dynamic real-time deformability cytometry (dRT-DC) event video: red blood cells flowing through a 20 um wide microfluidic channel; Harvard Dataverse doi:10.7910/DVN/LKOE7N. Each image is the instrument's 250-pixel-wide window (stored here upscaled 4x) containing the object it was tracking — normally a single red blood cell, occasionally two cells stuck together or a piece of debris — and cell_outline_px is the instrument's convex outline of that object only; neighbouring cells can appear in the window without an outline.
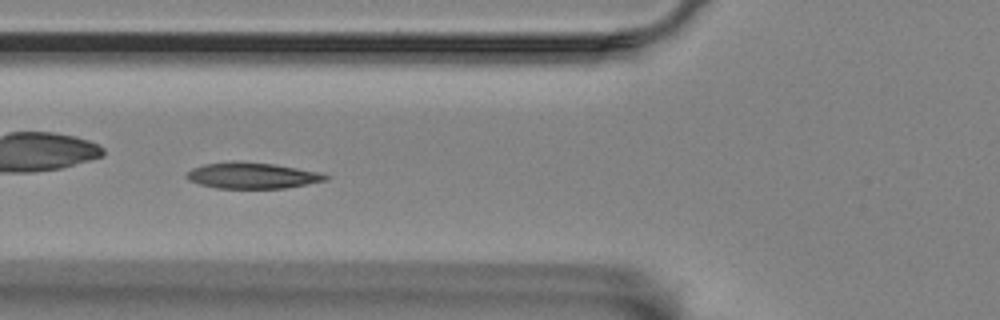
{"species": "Egyptian fruit bat (a non-hibernating species)", "species_latin": "Rousettus aegyptiacus", "temperature_condition": "room temperature", "stored_images_in_passage": 60, "camera_frame_rate_fps": 3000, "um_per_image_px": 0.085, "animal": {"sex": "female"}, "frame": {"image": 1, "passage_image": 23, "time_ms": 7.333, "image_size_px": [1000, 320], "cell_outline_px": [[332, 176], [328, 180], [284, 188], [216, 188], [200, 184], [188, 180], [184, 176], [192, 168], [204, 164], [232, 160], [236, 160], [272, 164], [324, 172]], "centroid_in_image_um": [21.46, 14.91], "position_along_channel_um": 104.3, "area_um2": 21.39}}
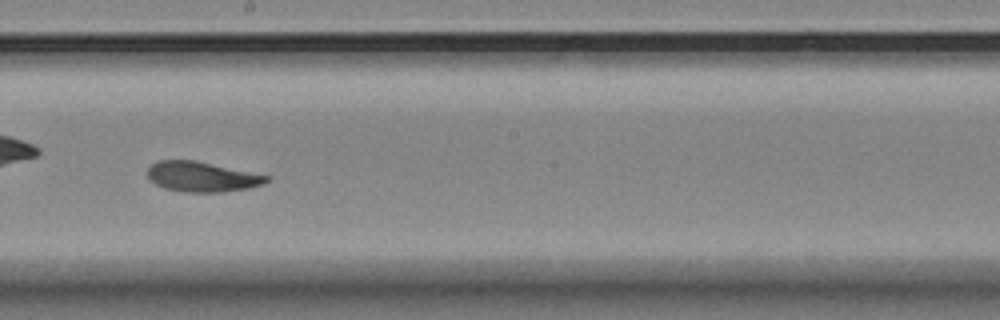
{"frame": {"image": 2, "passage_image": 34, "time_ms": 11.0, "image_size_px": [1000, 320], "cell_outline_px": [[272, 180], [264, 184], [248, 188], [220, 192], [180, 192], [164, 188], [148, 180], [148, 168], [152, 164], [160, 160], [196, 160], [272, 176]], "centroid_in_image_um": [17.2, 15.02], "position_along_channel_um": 231.0, "area_um2": 21.15}}
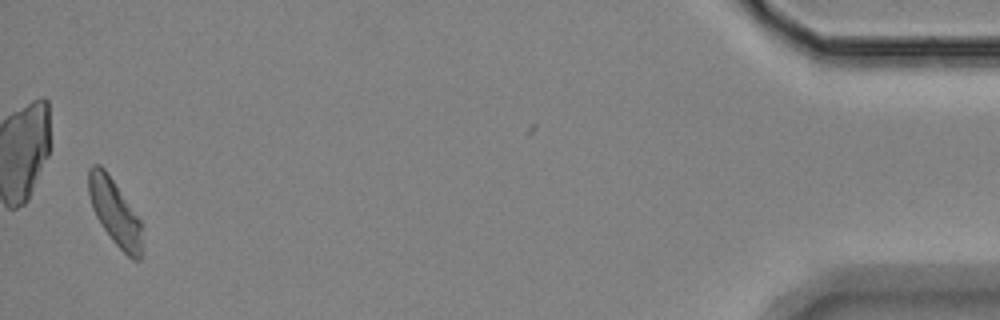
{"frame": {"image": 3, "passage_image": 58, "time_ms": 19.0, "image_size_px": [1000, 320], "cell_outline_px": [[144, 252], [140, 260], [132, 260], [112, 240], [96, 216], [92, 208], [88, 192], [88, 168], [92, 164], [100, 164], [104, 168], [140, 220], [144, 248]], "centroid_in_image_um": [9.77, 18.08], "position_along_channel_um": 425.4, "area_um2": 20.52}, "authors_computed_cell_mechanics": {"area_um2": 21.097, "velocity_mm_per_s": 3.4498, "shape_relaxation_time_tau1_ms": 5.1624, "shape_relaxation_time_tau2_ms": 2.8724, "deformation_change_tau1": 0.153, "deformation_change_tau2": 0.0769}}